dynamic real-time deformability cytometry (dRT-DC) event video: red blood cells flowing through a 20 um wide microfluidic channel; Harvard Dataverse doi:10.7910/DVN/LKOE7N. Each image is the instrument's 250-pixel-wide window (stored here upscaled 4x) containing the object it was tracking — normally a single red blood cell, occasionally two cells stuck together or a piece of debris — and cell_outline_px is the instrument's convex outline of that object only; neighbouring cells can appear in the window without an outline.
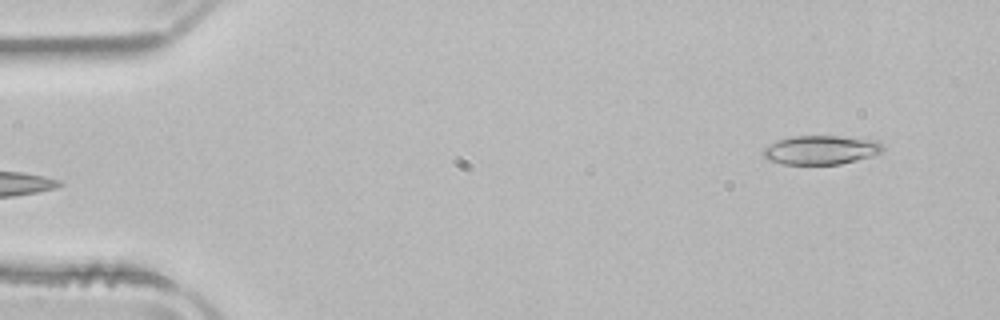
{"species": "common noctule bat (a hibernating species)", "species_latin": "Nyctalus noctula", "temperature_condition": "room temperature", "stored_images_in_passage": 2, "segment_of_instrument_passage": [2, 2], "camera_frame_rate_fps": 3000, "um_per_image_px": 0.085, "animal": {"sex": "male", "body_mass_g": 21.5, "forearm_length_mm": 52.0}, "frame": {"image": 1, "passage_image": 2, "time_ms": 0.333, "image_size_px": [1000, 320], "cell_outline_px": [[884, 152], [872, 156], [840, 164], [780, 164], [768, 160], [764, 156], [764, 148], [776, 140], [792, 136], [840, 136], [876, 140], [884, 144]], "centroid_in_image_um": [69.81, 12.74], "position_along_channel_um": 15.2, "area_um2": 20.35}}